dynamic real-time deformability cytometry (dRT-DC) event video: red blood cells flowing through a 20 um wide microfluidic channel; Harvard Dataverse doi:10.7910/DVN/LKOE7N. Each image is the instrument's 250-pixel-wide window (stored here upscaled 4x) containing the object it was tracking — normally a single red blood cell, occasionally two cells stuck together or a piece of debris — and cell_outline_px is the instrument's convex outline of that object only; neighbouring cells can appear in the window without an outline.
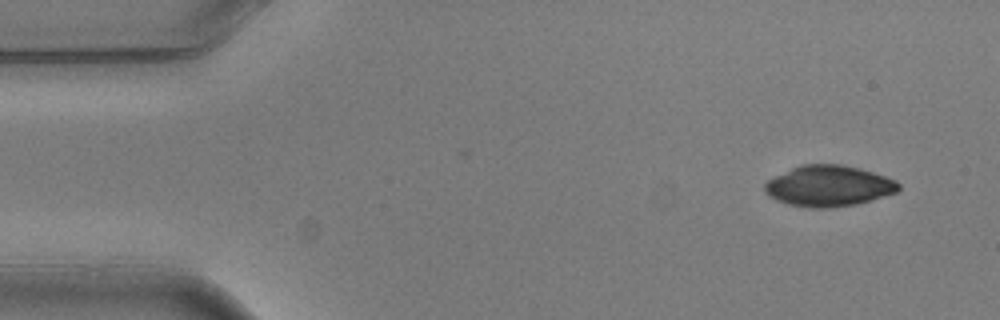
{"species": "common noctule bat (a hibernating species)", "species_latin": "Nyctalus noctula", "temperature_condition": "warm", "stored_images_in_passage": 4, "camera_frame_rate_fps": 3000, "um_per_image_px": 0.085, "animal": {"sex": "male", "body_mass_g": 20.5, "forearm_length_mm": 52.5}, "frame": {"image": 1, "passage_image": 1, "time_ms": 0.0, "image_size_px": [1000, 320], "cell_outline_px": [[900, 188], [896, 192], [872, 200], [856, 204], [828, 208], [812, 208], [788, 204], [776, 200], [768, 196], [764, 192], [764, 184], [768, 180], [800, 164], [840, 164], [860, 168], [896, 180], [900, 184]], "centroid_in_image_um": [70.43, 15.81], "position_along_channel_um": 14.6, "area_um2": 31.91}}